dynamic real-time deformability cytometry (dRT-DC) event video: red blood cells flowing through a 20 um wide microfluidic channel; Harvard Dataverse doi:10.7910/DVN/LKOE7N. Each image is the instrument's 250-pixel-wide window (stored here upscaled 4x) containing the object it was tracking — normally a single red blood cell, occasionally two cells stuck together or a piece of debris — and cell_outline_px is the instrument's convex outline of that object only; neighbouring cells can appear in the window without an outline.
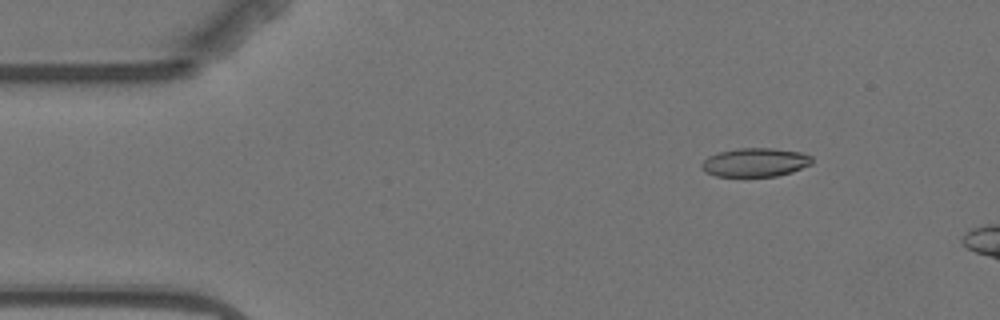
{"species": "Egyptian fruit bat (a non-hibernating species)", "species_latin": "Rousettus aegyptiacus", "temperature_condition": "warm", "stored_images_in_passage": 4, "camera_frame_rate_fps": 3000, "um_per_image_px": 0.085, "animal": {"sex": "female"}, "frame": {"image": 1, "passage_image": 2, "time_ms": 1.0, "image_size_px": [1000, 320], "cell_outline_px": [[812, 164], [792, 172], [776, 176], [716, 176], [704, 172], [700, 168], [700, 164], [708, 156], [716, 152], [736, 148], [772, 148], [804, 152], [812, 156]], "centroid_in_image_um": [64.18, 13.79], "position_along_channel_um": 20.8, "area_um2": 18.79}}